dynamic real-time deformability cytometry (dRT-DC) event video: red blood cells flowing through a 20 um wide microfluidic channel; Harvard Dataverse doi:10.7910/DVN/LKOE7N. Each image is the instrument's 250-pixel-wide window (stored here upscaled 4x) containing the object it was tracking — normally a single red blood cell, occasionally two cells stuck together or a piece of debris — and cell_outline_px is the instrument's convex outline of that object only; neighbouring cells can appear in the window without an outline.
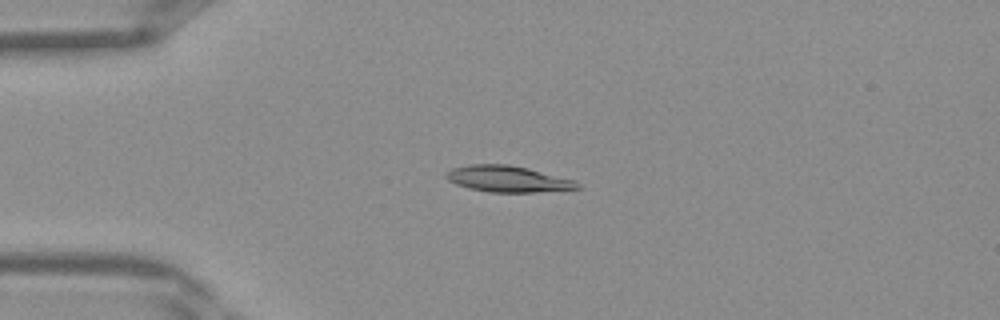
{"species": "Egyptian fruit bat (a non-hibernating species)", "species_latin": "Rousettus aegyptiacus", "temperature_condition": "warm", "stored_images_in_passage": 31, "camera_frame_rate_fps": 3000, "um_per_image_px": 0.085, "frame": {"image": 1, "passage_image": 1, "time_ms": 0.0, "image_size_px": [1000, 320], "cell_outline_px": [[584, 188], [536, 192], [488, 192], [468, 188], [456, 184], [448, 180], [444, 176], [452, 168], [472, 164], [508, 164], [528, 168], [572, 180]], "centroid_in_image_um": [43.13, 15.21], "position_along_channel_um": 41.9, "area_um2": 19.88}}
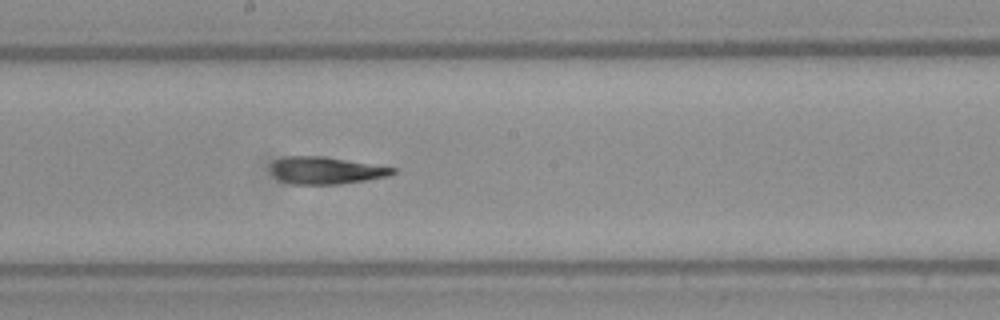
{"frame": {"image": 2, "passage_image": 13, "time_ms": 4.0, "image_size_px": [1000, 320], "cell_outline_px": [[396, 172], [388, 176], [368, 180], [340, 184], [296, 184], [280, 180], [272, 172], [272, 164], [276, 160], [288, 156], [324, 156], [396, 168]], "centroid_in_image_um": [27.75, 14.49], "position_along_channel_um": 220.4, "area_um2": 19.07}}
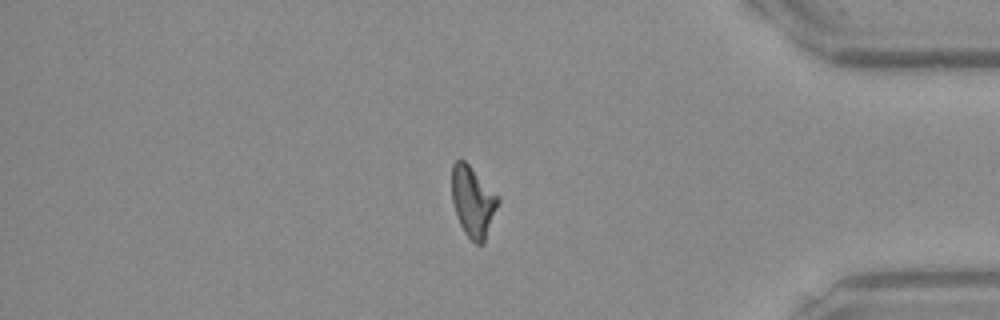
{"frame": {"image": 3, "passage_image": 25, "time_ms": 8.0, "image_size_px": [1000, 320], "cell_outline_px": [[500, 200], [484, 244], [476, 244], [464, 232], [460, 224], [452, 200], [452, 164], [456, 160], [464, 160], [500, 196]], "centroid_in_image_um": [40.22, 17.13], "position_along_channel_um": 395.0, "area_um2": 19.02}}